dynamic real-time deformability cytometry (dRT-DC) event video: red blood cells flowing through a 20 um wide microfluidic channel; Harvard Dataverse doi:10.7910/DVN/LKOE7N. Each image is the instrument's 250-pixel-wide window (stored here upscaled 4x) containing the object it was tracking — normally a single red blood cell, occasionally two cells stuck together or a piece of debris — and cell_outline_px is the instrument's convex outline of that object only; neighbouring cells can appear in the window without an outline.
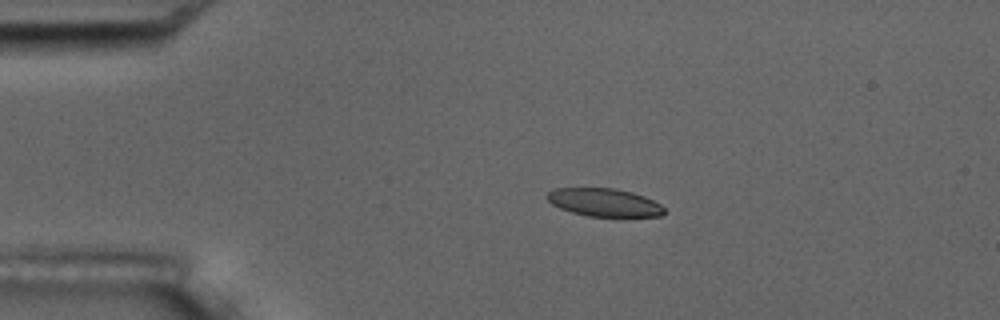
{"species": "common noctule bat (a hibernating species)", "species_latin": "Nyctalus noctula", "temperature_condition": "room temperature", "stored_images_in_passage": 5, "camera_frame_rate_fps": 3000, "um_per_image_px": 0.085, "animal": {"sex": "male", "body_mass_g": 17.5, "forearm_length_mm": 52.3}, "frame": {"image": 1, "passage_image": 3, "time_ms": 3.0, "image_size_px": [1000, 320], "cell_outline_px": [[664, 212], [660, 216], [588, 216], [572, 212], [560, 208], [552, 204], [548, 200], [548, 192], [556, 188], [616, 188], [632, 192], [644, 196], [660, 204], [664, 208]], "centroid_in_image_um": [51.36, 17.2], "position_along_channel_um": 33.6, "area_um2": 18.9}}
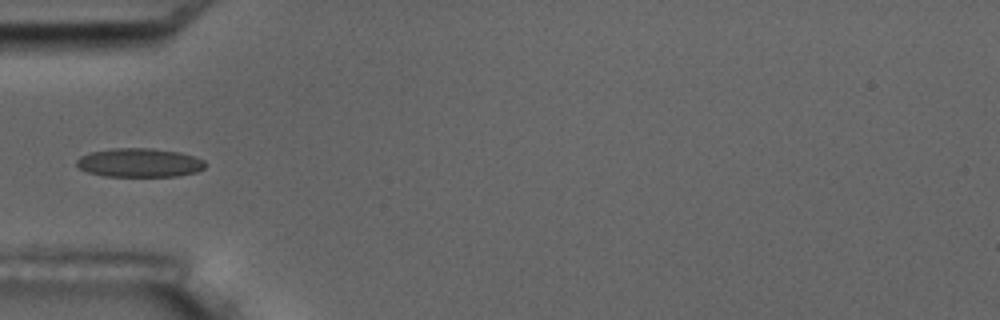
{"frame": {"image": 2, "passage_image": 5, "time_ms": 5.333, "image_size_px": [1000, 320], "cell_outline_px": [[204, 168], [196, 172], [176, 176], [104, 176], [88, 172], [80, 168], [76, 164], [76, 160], [80, 156], [92, 152], [112, 148], [152, 148], [180, 152], [204, 160]], "centroid_in_image_um": [11.84, 13.82], "position_along_channel_um": 73.2, "area_um2": 21.5}}